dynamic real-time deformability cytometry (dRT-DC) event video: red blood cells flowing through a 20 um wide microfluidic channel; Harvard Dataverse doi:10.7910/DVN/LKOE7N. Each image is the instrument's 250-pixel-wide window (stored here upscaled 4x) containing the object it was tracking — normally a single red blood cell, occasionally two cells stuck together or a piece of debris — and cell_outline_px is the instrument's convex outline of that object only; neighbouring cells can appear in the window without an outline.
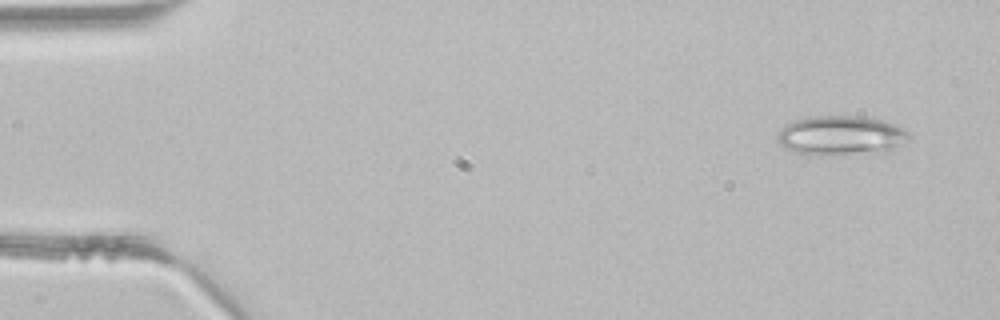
{"species": "common noctule bat (a hibernating species)", "species_latin": "Nyctalus noctula", "temperature_condition": "room temperature", "stored_images_in_passage": 3, "camera_frame_rate_fps": 3000, "um_per_image_px": 0.085, "animal": {"sex": "male", "body_mass_g": 21.5, "forearm_length_mm": 52.0}, "frame": {"image": 1, "passage_image": 1, "time_ms": 0.0, "image_size_px": [1000, 320], "cell_outline_px": [[908, 140], [884, 152], [824, 156], [796, 152], [780, 144], [776, 140], [776, 132], [792, 120], [816, 116], [864, 116], [884, 120], [904, 128], [908, 132]], "centroid_in_image_um": [71.46, 11.51], "position_along_channel_um": 13.5, "area_um2": 30.46}}